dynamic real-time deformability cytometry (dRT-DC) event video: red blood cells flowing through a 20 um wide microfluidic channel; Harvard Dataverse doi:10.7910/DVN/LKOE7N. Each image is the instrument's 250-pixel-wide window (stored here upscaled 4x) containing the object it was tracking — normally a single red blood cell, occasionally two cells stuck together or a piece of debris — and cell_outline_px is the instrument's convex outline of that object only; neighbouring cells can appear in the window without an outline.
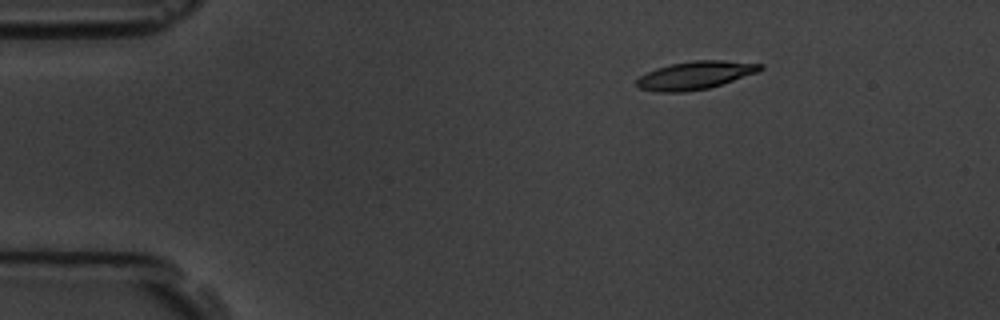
{"species": "common noctule bat (a hibernating species)", "species_latin": "Nyctalus noctula", "temperature_condition": "room temperature", "stored_images_in_passage": 4, "camera_frame_rate_fps": 3000, "um_per_image_px": 0.085, "animal": {"sex": "male", "body_mass_g": 19.5, "forearm_length_mm": 54.6}, "frame": {"image": 1, "passage_image": 2, "time_ms": 2.0, "image_size_px": [1000, 320], "cell_outline_px": [[764, 68], [756, 72], [708, 88], [684, 92], [656, 92], [640, 88], [636, 84], [636, 80], [640, 76], [656, 68], [672, 64], [692, 60], [720, 60], [764, 64]], "centroid_in_image_um": [59.06, 6.39], "position_along_channel_um": 25.9, "area_um2": 19.88}}